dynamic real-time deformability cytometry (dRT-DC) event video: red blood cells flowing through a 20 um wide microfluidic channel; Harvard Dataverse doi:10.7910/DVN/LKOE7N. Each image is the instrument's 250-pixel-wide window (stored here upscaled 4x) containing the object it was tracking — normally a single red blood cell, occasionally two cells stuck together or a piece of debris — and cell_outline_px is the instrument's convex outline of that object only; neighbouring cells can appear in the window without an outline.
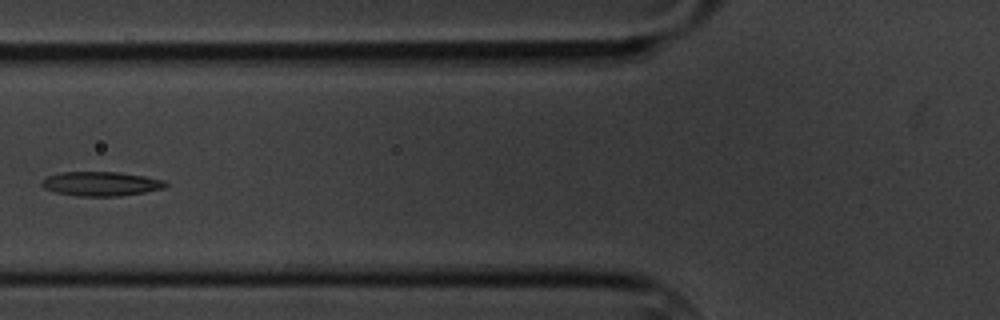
{"species": "common noctule bat (a hibernating species)", "species_latin": "Nyctalus noctula", "temperature_condition": "cold", "stored_images_in_passage": 15, "segment_of_instrument_passage": [2, 2], "camera_frame_rate_fps": 3000, "um_per_image_px": 0.085, "animal": {"sex": "male", "body_mass_g": 20.1, "forearm_length_mm": 53.5}, "frame": {"image": 1, "passage_image": 6, "time_ms": 6.667, "image_size_px": [1000, 320], "cell_outline_px": [[168, 184], [164, 188], [144, 192], [120, 196], [76, 196], [56, 192], [44, 188], [40, 184], [48, 176], [60, 172], [120, 172], [144, 176], [164, 180]], "centroid_in_image_um": [8.59, 15.62], "position_along_channel_um": 117.2, "area_um2": 17.46}}
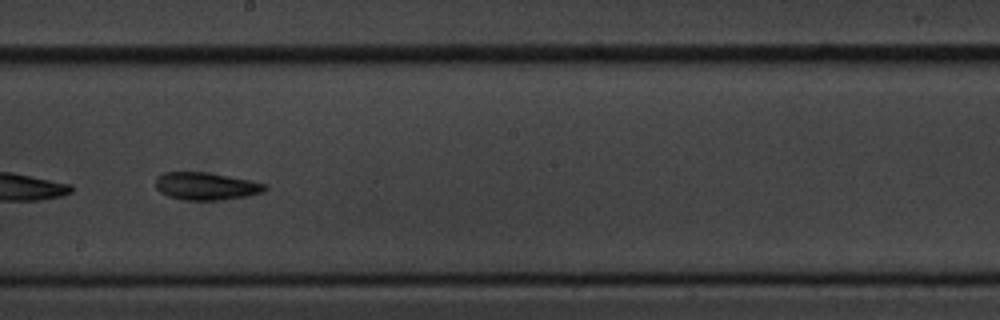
{"frame": {"image": 2, "passage_image": 9, "time_ms": 10.0, "image_size_px": [1000, 320], "cell_outline_px": [[268, 188], [264, 192], [248, 196], [220, 200], [184, 200], [168, 196], [160, 192], [156, 188], [156, 176], [164, 172], [208, 172], [268, 184]], "centroid_in_image_um": [17.52, 15.82], "position_along_channel_um": 230.7, "area_um2": 17.69}}
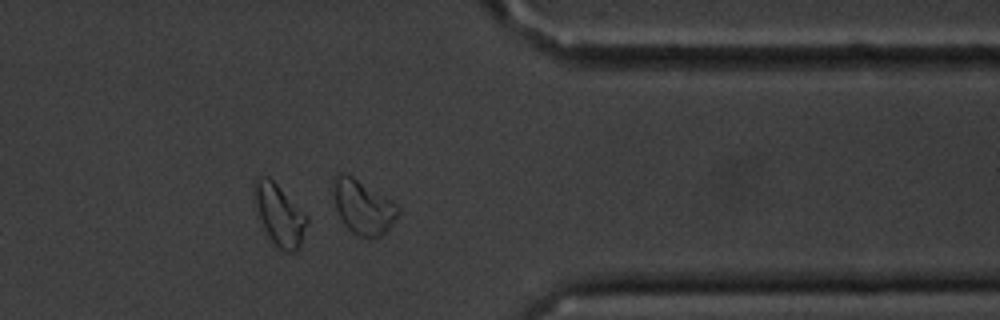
{"frame": {"image": 3, "passage_image": 13, "time_ms": 14.667, "image_size_px": [1000, 320], "cell_outline_px": [[308, 224], [300, 248], [292, 252], [284, 252], [272, 244], [264, 228], [252, 200], [252, 184], [256, 176], [268, 176], [308, 216]], "centroid_in_image_um": [23.72, 18.26], "position_along_channel_um": 387.7, "area_um2": 19.25}}